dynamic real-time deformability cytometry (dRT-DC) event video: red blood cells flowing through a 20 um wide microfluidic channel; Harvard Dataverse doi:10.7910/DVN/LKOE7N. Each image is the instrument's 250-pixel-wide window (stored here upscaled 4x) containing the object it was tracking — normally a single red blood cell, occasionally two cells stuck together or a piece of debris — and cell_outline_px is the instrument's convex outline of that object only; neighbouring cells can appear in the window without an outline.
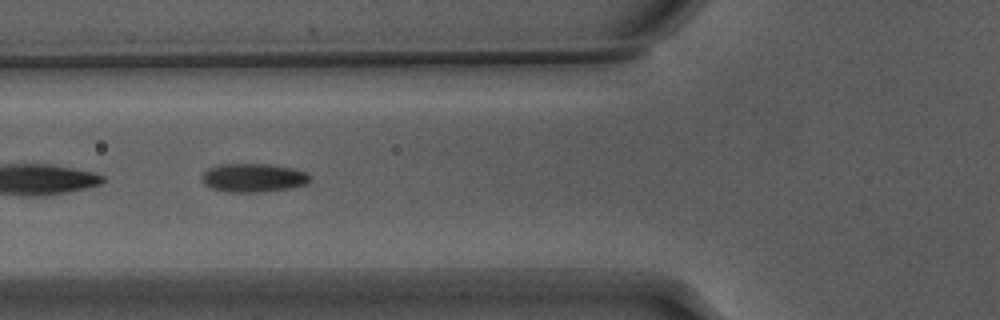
{"species": "Egyptian fruit bat (a non-hibernating species)", "species_latin": "Rousettus aegyptiacus", "temperature_condition": "warm", "stored_images_in_passage": 36, "segment_of_instrument_passage": [2, 2], "camera_frame_rate_fps": 3000, "um_per_image_px": 0.085, "animal": {"sex": "male"}, "frame": {"image": 1, "passage_image": 20, "time_ms": 6.333, "image_size_px": [1000, 320], "cell_outline_px": [[308, 184], [292, 188], [260, 192], [228, 192], [212, 188], [204, 184], [200, 180], [200, 176], [208, 168], [220, 164], [268, 164], [292, 168], [304, 172], [308, 176]], "centroid_in_image_um": [21.48, 15.11], "position_along_channel_um": 104.3, "area_um2": 18.03}}
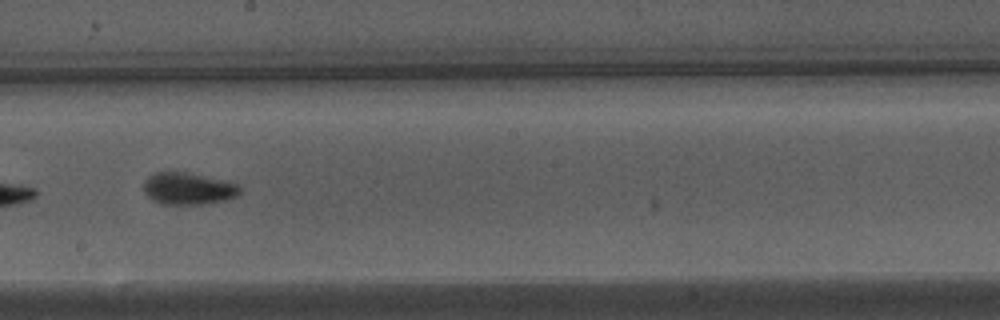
{"frame": {"image": 2, "passage_image": 30, "time_ms": 9.667, "image_size_px": [1000, 320], "cell_outline_px": [[240, 192], [236, 196], [224, 200], [200, 204], [164, 204], [152, 200], [144, 192], [144, 184], [148, 176], [156, 172], [184, 172], [236, 184], [240, 188]], "centroid_in_image_um": [15.94, 16.04], "position_along_channel_um": 232.3, "area_um2": 17.4}}
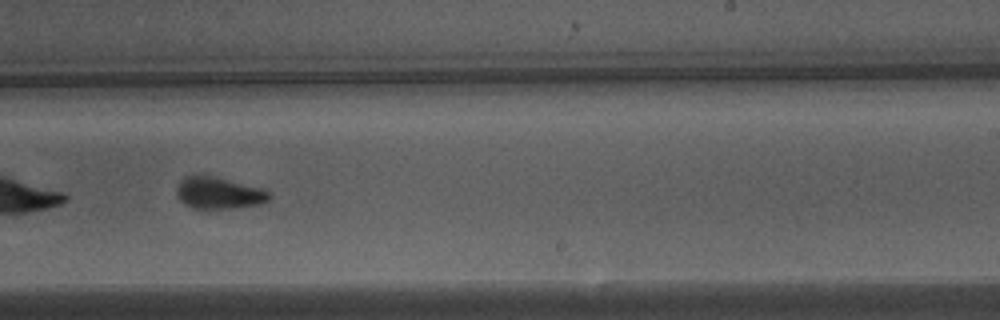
{"frame": {"image": 3, "passage_image": 33, "time_ms": 10.667, "image_size_px": [1000, 320], "cell_outline_px": [[272, 196], [268, 200], [260, 204], [232, 208], [192, 208], [184, 204], [176, 196], [176, 188], [180, 180], [188, 176], [200, 172], [260, 188], [268, 192]], "centroid_in_image_um": [18.53, 16.38], "position_along_channel_um": 270.5, "area_um2": 17.34}}